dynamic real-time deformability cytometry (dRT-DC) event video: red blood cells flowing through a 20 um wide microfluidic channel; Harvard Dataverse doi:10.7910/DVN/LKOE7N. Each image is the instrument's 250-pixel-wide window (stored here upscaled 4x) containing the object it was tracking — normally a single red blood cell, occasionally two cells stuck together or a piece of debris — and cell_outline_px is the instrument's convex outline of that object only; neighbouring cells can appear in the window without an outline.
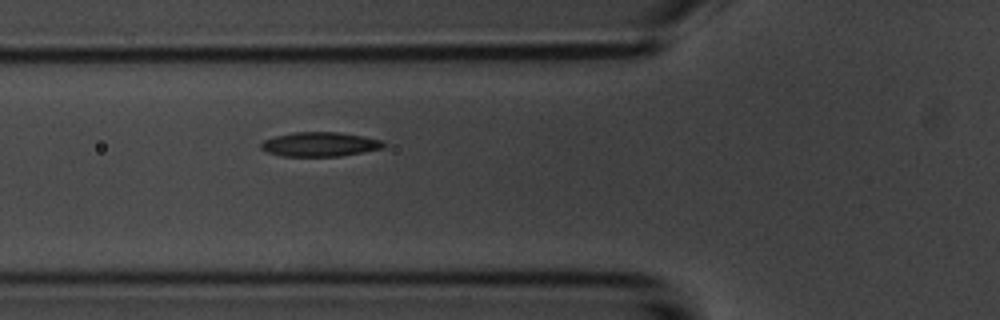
{"species": "common noctule bat (a hibernating species)", "species_latin": "Nyctalus noctula", "temperature_condition": "room temperature", "stored_images_in_passage": 4, "camera_frame_rate_fps": 3000, "um_per_image_px": 0.085, "animal": {"sex": "male", "body_mass_g": 20.1, "forearm_length_mm": 53.5}, "frame": {"image": 1, "passage_image": 4, "time_ms": 3.667, "image_size_px": [1000, 320], "cell_outline_px": [[388, 144], [384, 148], [340, 156], [284, 156], [268, 152], [260, 148], [260, 144], [264, 140], [276, 136], [292, 132], [336, 132], [364, 136], [384, 140]], "centroid_in_image_um": [27.24, 12.26], "position_along_channel_um": 98.6, "area_um2": 17.46}}